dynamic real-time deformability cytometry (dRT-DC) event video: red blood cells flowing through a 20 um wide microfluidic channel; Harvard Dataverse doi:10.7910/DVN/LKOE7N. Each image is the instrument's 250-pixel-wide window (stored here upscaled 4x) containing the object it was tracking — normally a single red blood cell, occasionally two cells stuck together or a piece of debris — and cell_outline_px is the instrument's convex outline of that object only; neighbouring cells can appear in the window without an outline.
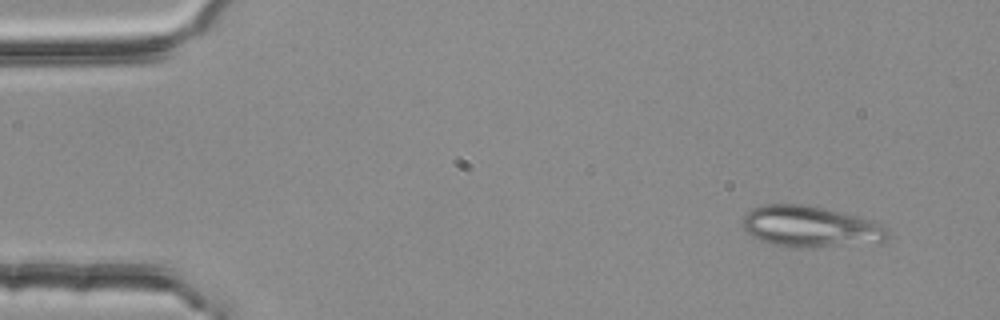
{"species": "common noctule bat (a hibernating species)", "species_latin": "Nyctalus noctula", "temperature_condition": "room temperature", "stored_images_in_passage": 3, "camera_frame_rate_fps": 3000, "um_per_image_px": 0.085, "animal": {"sex": "female", "body_mass_g": 25.1}, "frame": {"image": 1, "passage_image": 1, "time_ms": 0.0, "image_size_px": [1000, 320], "cell_outline_px": [[888, 236], [884, 240], [800, 248], [776, 244], [760, 240], [752, 236], [744, 228], [744, 216], [752, 208], [764, 204], [804, 204], [840, 212], [872, 220], [884, 224], [888, 228]], "centroid_in_image_um": [68.85, 19.23], "position_along_channel_um": 16.1, "area_um2": 33.87}}